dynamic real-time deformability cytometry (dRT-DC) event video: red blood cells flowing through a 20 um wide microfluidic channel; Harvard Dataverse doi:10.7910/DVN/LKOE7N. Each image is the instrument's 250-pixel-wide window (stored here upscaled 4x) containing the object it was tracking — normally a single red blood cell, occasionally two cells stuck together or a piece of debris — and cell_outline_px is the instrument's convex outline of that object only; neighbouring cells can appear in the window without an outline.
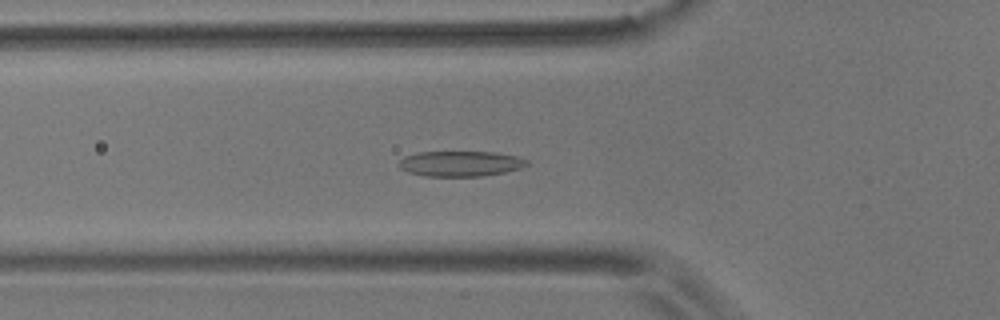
{"species": "common noctule bat (a hibernating species)", "species_latin": "Nyctalus noctula", "temperature_condition": "room temperature", "stored_images_in_passage": 42, "camera_frame_rate_fps": 3000, "um_per_image_px": 0.085, "animal": {"sex": "male", "body_mass_g": 17.9}, "frame": {"image": 1, "passage_image": 6, "time_ms": 1.667, "image_size_px": [1000, 320], "cell_outline_px": [[528, 164], [520, 168], [504, 172], [480, 176], [424, 176], [408, 172], [400, 168], [396, 164], [404, 156], [416, 152], [496, 152], [520, 156], [528, 160]], "centroid_in_image_um": [39.12, 13.9], "position_along_channel_um": 86.7, "area_um2": 19.07}}
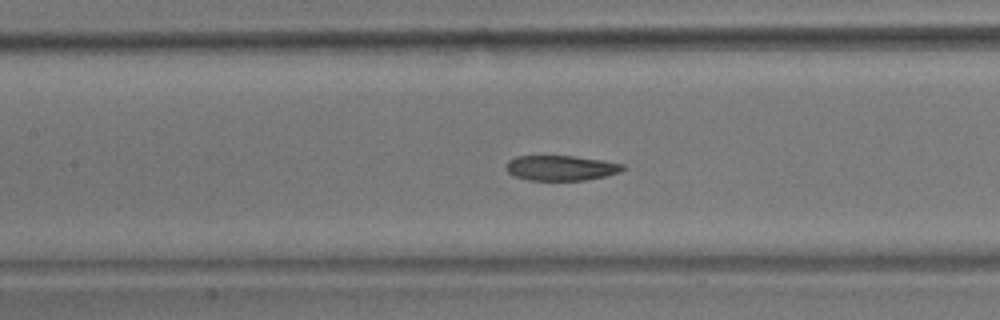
{"frame": {"image": 2, "passage_image": 12, "time_ms": 3.667, "image_size_px": [1000, 320], "cell_outline_px": [[628, 168], [620, 172], [604, 176], [584, 180], [528, 180], [512, 176], [508, 172], [508, 160], [516, 156], [576, 156], [604, 160], [624, 164]], "centroid_in_image_um": [47.72, 14.27], "position_along_channel_um": 159.7, "area_um2": 17.17}}
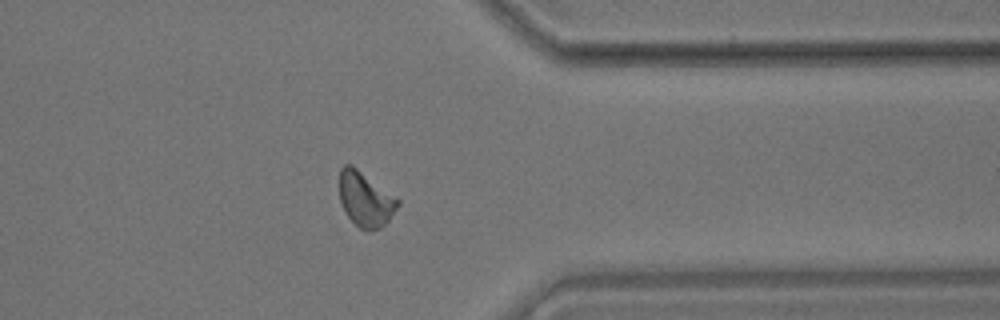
{"frame": {"image": 3, "passage_image": 31, "time_ms": 10.0, "image_size_px": [1000, 320], "cell_outline_px": [[400, 204], [388, 220], [380, 228], [360, 228], [348, 216], [340, 200], [340, 168], [344, 164], [352, 164], [400, 200]], "centroid_in_image_um": [31.06, 16.89], "position_along_channel_um": 380.3, "area_um2": 18.15}, "authors_computed_cell_mechanics": {"area_um2": 18.1492, "velocity_mm_per_s": 3.621, "shape_relaxation_time_tau1_ms": 5.5525, "shape_relaxation_time_tau2_ms": 3.0815, "deformation_change_tau1": 0.1329, "deformation_change_tau2": 0.0937}}